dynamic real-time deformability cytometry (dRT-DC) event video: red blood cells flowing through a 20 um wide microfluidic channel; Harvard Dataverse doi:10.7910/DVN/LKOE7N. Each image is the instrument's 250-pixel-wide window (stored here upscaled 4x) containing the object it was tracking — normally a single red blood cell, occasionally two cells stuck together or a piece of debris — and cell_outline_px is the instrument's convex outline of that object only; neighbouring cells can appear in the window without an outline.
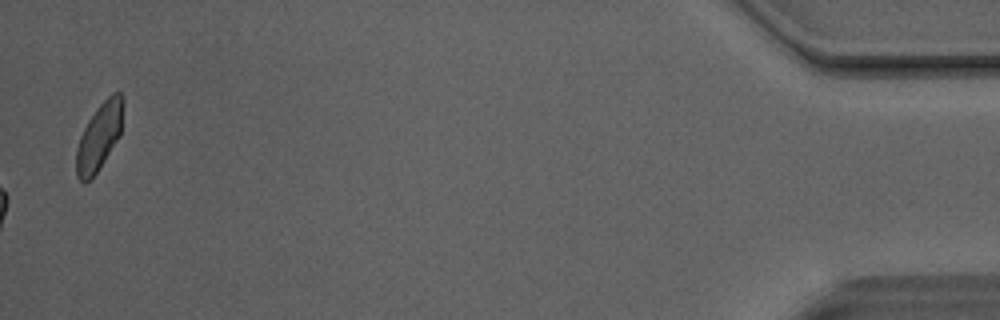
{"species": "Egyptian fruit bat (a non-hibernating species)", "species_latin": "Rousettus aegyptiacus", "temperature_condition": "room temperature", "stored_images_in_passage": 40, "camera_frame_rate_fps": 3000, "um_per_image_px": 0.085, "animal": {"sex": "male"}, "frame": {"image": 1, "passage_image": 40, "time_ms": 13.0, "image_size_px": [1000, 320], "cell_outline_px": [[124, 104], [120, 136], [96, 172], [84, 184], [76, 176], [76, 148], [80, 136], [88, 120], [96, 108], [112, 92], [120, 92], [124, 96]], "centroid_in_image_um": [8.44, 11.56], "position_along_channel_um": 426.8, "area_um2": 18.32}, "authors_computed_cell_mechanics": {"area_um2": 18.207, "velocity_mm_per_s": 4.1317, "shape_relaxation_time_tau1_ms": null, "shape_relaxation_time_tau2_ms": 1.6508, "deformation_change_tau1": null, "deformation_change_tau2": 0.0763}}